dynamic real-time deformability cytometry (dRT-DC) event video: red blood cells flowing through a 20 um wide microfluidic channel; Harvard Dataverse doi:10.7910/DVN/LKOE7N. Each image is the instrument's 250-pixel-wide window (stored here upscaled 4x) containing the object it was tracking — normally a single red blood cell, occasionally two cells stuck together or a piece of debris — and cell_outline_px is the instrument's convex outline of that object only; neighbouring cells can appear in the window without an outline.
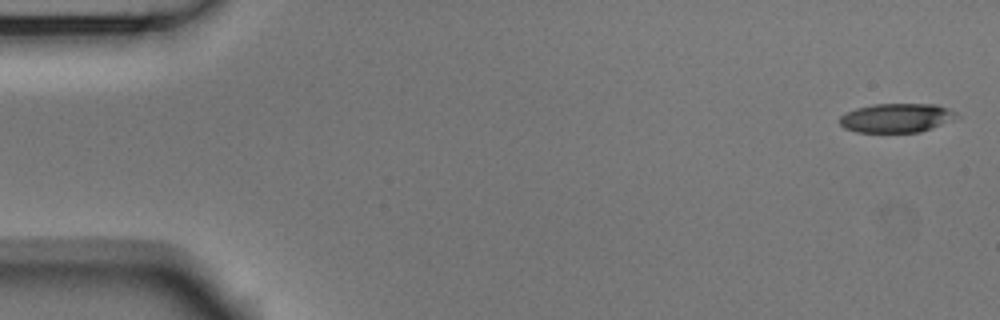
{"species": "Egyptian fruit bat (a non-hibernating species)", "species_latin": "Rousettus aegyptiacus", "temperature_condition": "room temperature", "stored_images_in_passage": 53, "camera_frame_rate_fps": 3000, "um_per_image_px": 0.085, "animal": {"sex": "male"}, "frame": {"image": 1, "passage_image": 1, "time_ms": 0.0, "image_size_px": [1000, 320], "cell_outline_px": [[960, 116], [932, 128], [920, 132], [856, 132], [844, 128], [840, 124], [840, 116], [856, 108], [872, 104], [936, 104], [948, 108], [956, 112]], "centroid_in_image_um": [76.2, 10.02], "position_along_channel_um": 8.8, "area_um2": 19.77}}
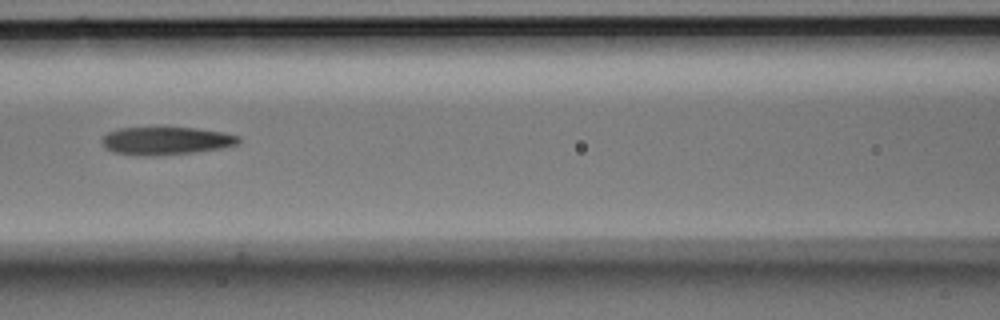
{"frame": {"image": 2, "passage_image": 23, "time_ms": 7.333, "image_size_px": [1000, 320], "cell_outline_px": [[240, 140], [236, 144], [228, 148], [196, 152], [152, 156], [140, 156], [112, 152], [104, 148], [100, 140], [108, 132], [120, 128], [196, 128], [224, 132], [240, 136]], "centroid_in_image_um": [14.12, 11.98], "position_along_channel_um": 152.5, "area_um2": 22.48}}
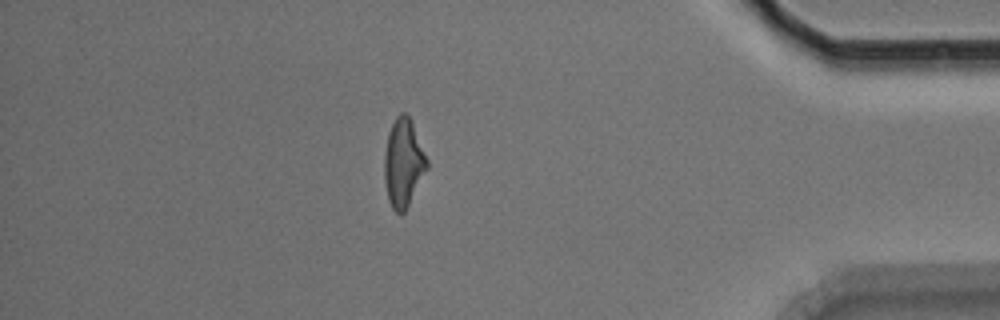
{"frame": {"image": 3, "passage_image": 46, "time_ms": 15.0, "image_size_px": [1000, 320], "cell_outline_px": [[428, 168], [404, 212], [400, 216], [392, 208], [388, 200], [384, 180], [384, 152], [388, 132], [396, 116], [400, 112], [404, 112], [412, 120], [428, 160]], "centroid_in_image_um": [34.28, 13.83], "position_along_channel_um": 400.9, "area_um2": 22.08}, "authors_computed_cell_mechanics": {"area_um2": 22.3686, "velocity_mm_per_s": 3.7497, "shape_relaxation_time_tau1_ms": 5.6236, "shape_relaxation_time_tau2_ms": 4.2049, "deformation_change_tau1": 0.2017, "deformation_change_tau2": 0.1684}}